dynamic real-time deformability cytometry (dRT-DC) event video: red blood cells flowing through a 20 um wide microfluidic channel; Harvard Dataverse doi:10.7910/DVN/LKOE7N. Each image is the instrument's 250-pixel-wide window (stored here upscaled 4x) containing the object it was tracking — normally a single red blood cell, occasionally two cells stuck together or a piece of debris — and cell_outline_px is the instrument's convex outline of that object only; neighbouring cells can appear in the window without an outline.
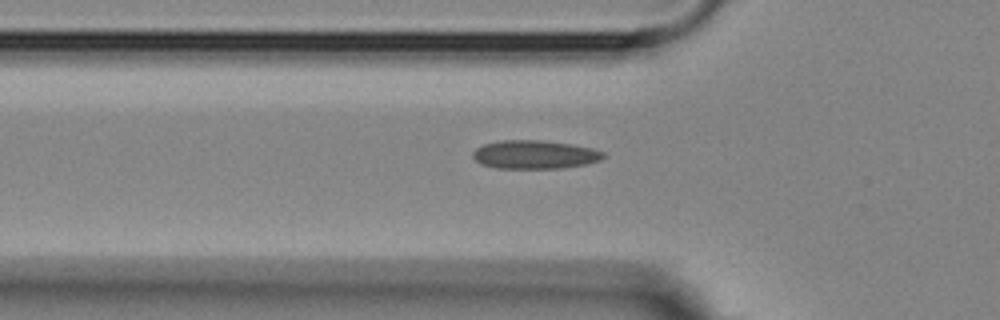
{"species": "Egyptian fruit bat (a non-hibernating species)", "species_latin": "Rousettus aegyptiacus", "temperature_condition": "room temperature", "stored_images_in_passage": 40, "segment_of_instrument_passage": [1, 2], "camera_frame_rate_fps": 3000, "um_per_image_px": 0.085, "animal": {"sex": "female"}, "frame": {"image": 1, "passage_image": 2, "time_ms": 0.333, "image_size_px": [1000, 320], "cell_outline_px": [[604, 156], [600, 160], [584, 164], [564, 168], [496, 168], [480, 164], [472, 156], [472, 152], [476, 148], [484, 144], [500, 140], [540, 140], [572, 144], [592, 148], [604, 152]], "centroid_in_image_um": [45.42, 13.13], "position_along_channel_um": 80.4, "area_um2": 21.68}}
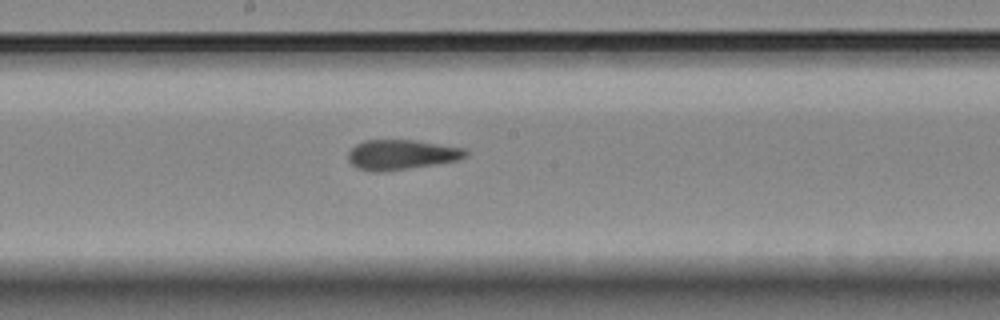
{"frame": {"image": 2, "passage_image": 13, "time_ms": 4.0, "image_size_px": [1000, 320], "cell_outline_px": [[468, 156], [456, 160], [432, 164], [380, 172], [372, 172], [356, 168], [348, 160], [348, 152], [356, 144], [364, 140], [416, 140], [464, 148], [468, 152]], "centroid_in_image_um": [34.08, 13.14], "position_along_channel_um": 214.1, "area_um2": 20.35}}
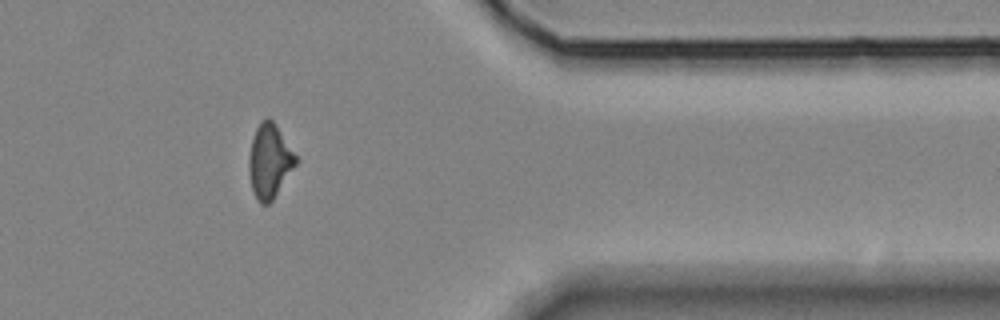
{"frame": {"image": 3, "passage_image": 29, "time_ms": 9.333, "image_size_px": [1000, 320], "cell_outline_px": [[300, 160], [272, 200], [268, 204], [260, 204], [256, 200], [252, 188], [248, 168], [248, 160], [252, 140], [256, 128], [268, 116], [272, 120]], "centroid_in_image_um": [22.92, 13.72], "position_along_channel_um": 388.5, "area_um2": 20.11}}